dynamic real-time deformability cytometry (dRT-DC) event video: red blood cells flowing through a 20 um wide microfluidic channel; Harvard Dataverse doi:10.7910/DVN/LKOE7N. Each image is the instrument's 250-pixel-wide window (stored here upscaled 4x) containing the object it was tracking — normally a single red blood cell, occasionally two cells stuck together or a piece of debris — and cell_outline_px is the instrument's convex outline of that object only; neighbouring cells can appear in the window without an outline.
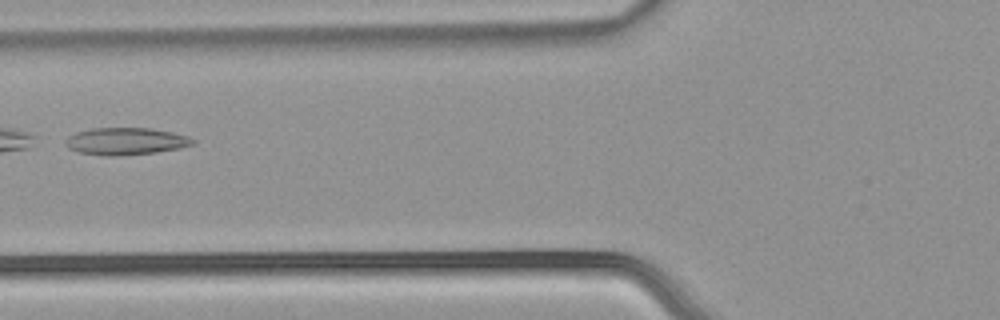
{"species": "common noctule bat (a hibernating species)", "species_latin": "Nyctalus noctula", "temperature_condition": "warm", "stored_images_in_passage": 2, "camera_frame_rate_fps": 3000, "um_per_image_px": 0.085, "animal": {"sex": "male", "body_mass_g": 21.5, "forearm_length_mm": 52.0}, "frame": {"image": 1, "passage_image": 2, "time_ms": 0.333, "image_size_px": [1000, 320], "cell_outline_px": [[196, 144], [180, 148], [156, 152], [116, 156], [108, 156], [80, 152], [68, 148], [64, 144], [68, 136], [76, 132], [92, 128], [152, 128], [172, 132], [188, 136], [196, 140]], "centroid_in_image_um": [10.72, 12.0], "position_along_channel_um": 115.1, "area_um2": 20.23}}